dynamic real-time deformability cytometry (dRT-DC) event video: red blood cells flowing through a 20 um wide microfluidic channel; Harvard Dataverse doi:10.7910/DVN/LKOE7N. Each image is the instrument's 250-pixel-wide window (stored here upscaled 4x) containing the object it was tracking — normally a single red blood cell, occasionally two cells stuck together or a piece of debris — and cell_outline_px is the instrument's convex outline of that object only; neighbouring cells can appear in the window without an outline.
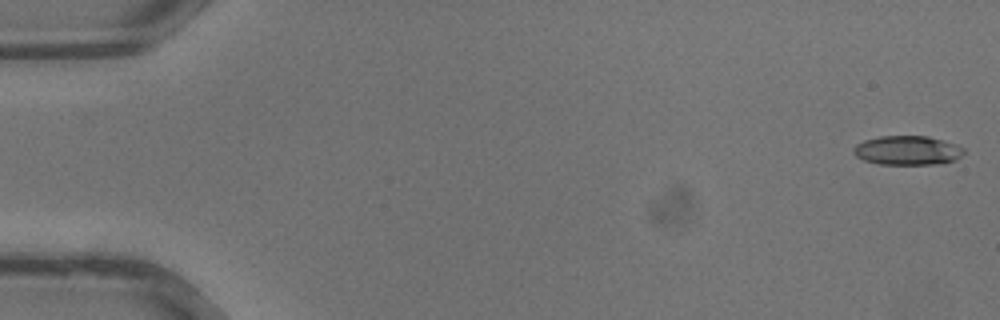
{"species": "common noctule bat (a hibernating species)", "species_latin": "Nyctalus noctula", "temperature_condition": "warm", "stored_images_in_passage": 35, "camera_frame_rate_fps": 3000, "um_per_image_px": 0.085, "animal": {"sex": "male", "body_mass_g": 13.3}, "frame": {"image": 1, "passage_image": 1, "time_ms": 0.0, "image_size_px": [1000, 320], "cell_outline_px": [[964, 152], [956, 160], [944, 164], [876, 164], [864, 160], [856, 156], [852, 152], [852, 148], [856, 144], [864, 140], [880, 136], [928, 136], [956, 144], [964, 148]], "centroid_in_image_um": [77.12, 12.79], "position_along_channel_um": 7.9, "area_um2": 18.96}}
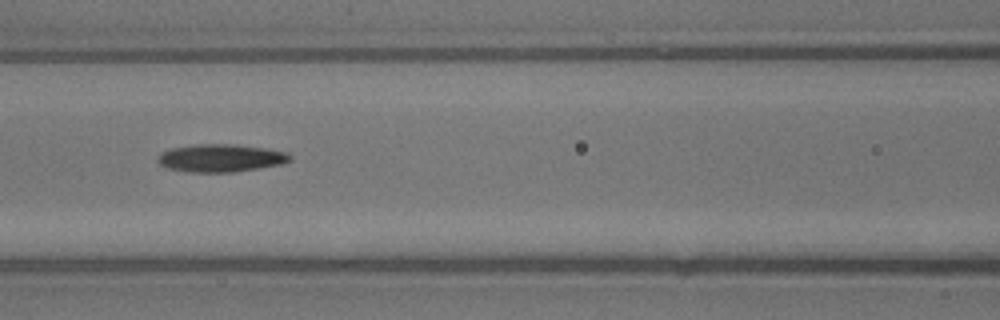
{"frame": {"image": 2, "passage_image": 16, "time_ms": 5.0, "image_size_px": [1000, 320], "cell_outline_px": [[292, 160], [284, 164], [232, 172], [188, 172], [168, 168], [160, 164], [156, 160], [156, 156], [160, 152], [172, 148], [196, 144], [236, 144], [268, 148], [288, 152], [292, 156]], "centroid_in_image_um": [18.79, 13.42], "position_along_channel_um": 147.8, "area_um2": 21.73}}
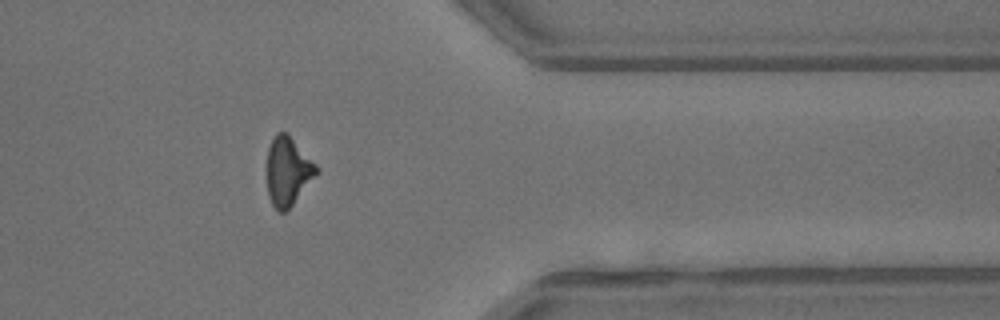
{"frame": {"image": 3, "passage_image": 29, "time_ms": 9.333, "image_size_px": [1000, 320], "cell_outline_px": [[320, 172], [292, 204], [284, 212], [280, 212], [272, 204], [268, 196], [268, 148], [272, 136], [276, 132], [288, 132], [320, 168]], "centroid_in_image_um": [24.5, 14.5], "position_along_channel_um": 386.9, "area_um2": 19.88}}